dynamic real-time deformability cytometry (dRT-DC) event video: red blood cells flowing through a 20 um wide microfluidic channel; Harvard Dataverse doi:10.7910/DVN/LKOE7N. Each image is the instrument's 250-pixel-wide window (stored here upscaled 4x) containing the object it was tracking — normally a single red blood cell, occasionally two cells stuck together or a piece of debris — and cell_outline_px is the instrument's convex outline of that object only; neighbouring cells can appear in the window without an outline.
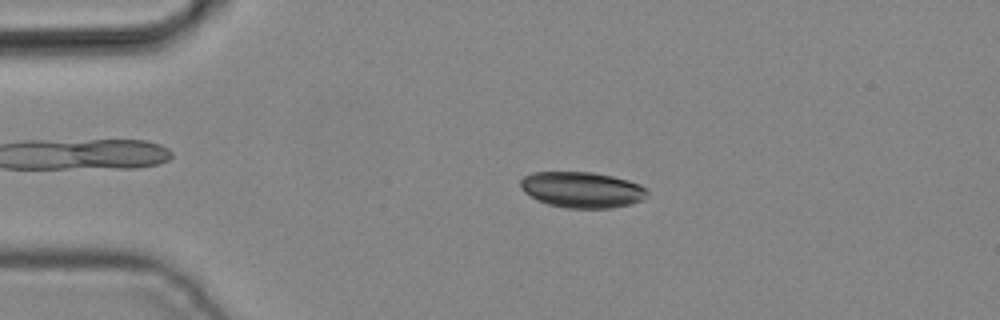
{"species": "common noctule bat (a hibernating species)", "species_latin": "Nyctalus noctula", "temperature_condition": "cold", "stored_images_in_passage": 3, "camera_frame_rate_fps": 3000, "um_per_image_px": 0.085, "animal": {"sex": "male", "body_mass_g": 19.2, "forearm_length_mm": 51.8}, "frame": {"image": 1, "passage_image": 2, "time_ms": 0.333, "image_size_px": [1000, 320], "cell_outline_px": [[648, 196], [644, 200], [632, 204], [612, 208], [564, 208], [548, 204], [536, 200], [524, 192], [520, 184], [520, 180], [524, 176], [532, 172], [592, 172], [612, 176], [628, 180], [640, 184], [648, 188]], "centroid_in_image_um": [49.5, 16.13], "position_along_channel_um": 35.5, "area_um2": 26.88}}